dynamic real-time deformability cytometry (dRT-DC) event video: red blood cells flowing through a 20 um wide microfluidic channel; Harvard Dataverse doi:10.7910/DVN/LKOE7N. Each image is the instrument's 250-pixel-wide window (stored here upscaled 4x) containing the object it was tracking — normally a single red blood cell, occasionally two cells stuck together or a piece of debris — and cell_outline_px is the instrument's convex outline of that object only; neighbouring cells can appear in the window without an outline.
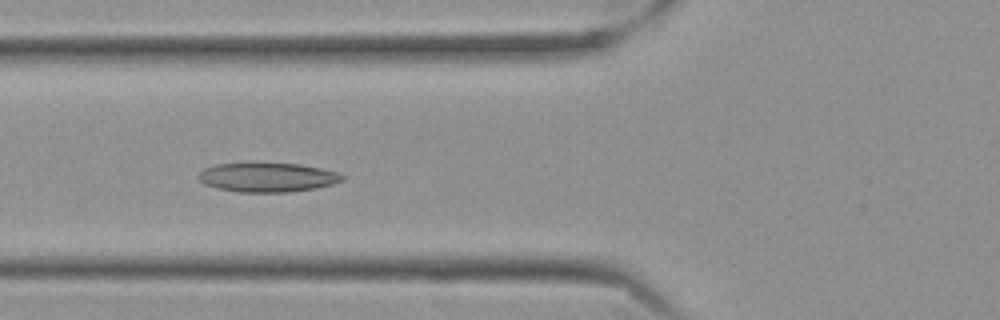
{"species": "Egyptian fruit bat (a non-hibernating species)", "species_latin": "Rousettus aegyptiacus", "temperature_condition": "cold", "stored_images_in_passage": 57, "camera_frame_rate_fps": 3000, "um_per_image_px": 0.085, "frame": {"image": 1, "passage_image": 21, "time_ms": 6.667, "image_size_px": [1000, 320], "cell_outline_px": [[344, 180], [332, 184], [316, 188], [284, 192], [240, 192], [220, 188], [204, 184], [196, 176], [204, 168], [216, 164], [248, 160], [300, 164], [320, 168], [336, 172], [344, 176]], "centroid_in_image_um": [22.68, 15.02], "position_along_channel_um": 103.1, "area_um2": 25.26}}
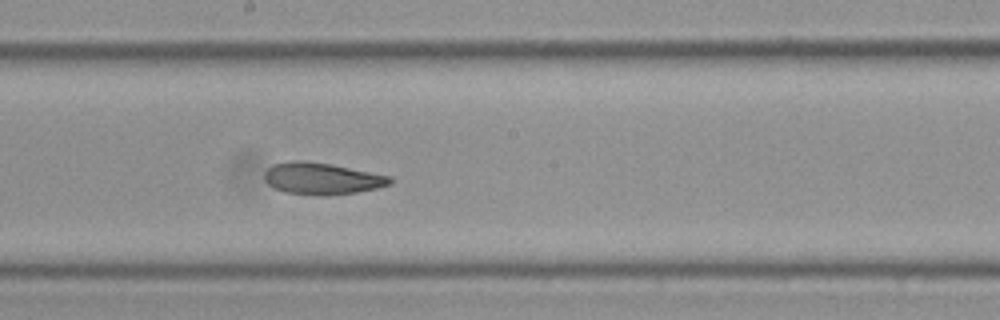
{"frame": {"image": 2, "passage_image": 31, "time_ms": 10.0, "image_size_px": [1000, 320], "cell_outline_px": [[392, 184], [376, 188], [356, 192], [328, 196], [324, 196], [284, 192], [268, 184], [264, 180], [264, 172], [272, 164], [292, 160], [304, 160], [332, 164], [392, 176]], "centroid_in_image_um": [27.36, 15.17], "position_along_channel_um": 220.8, "area_um2": 23.47}}
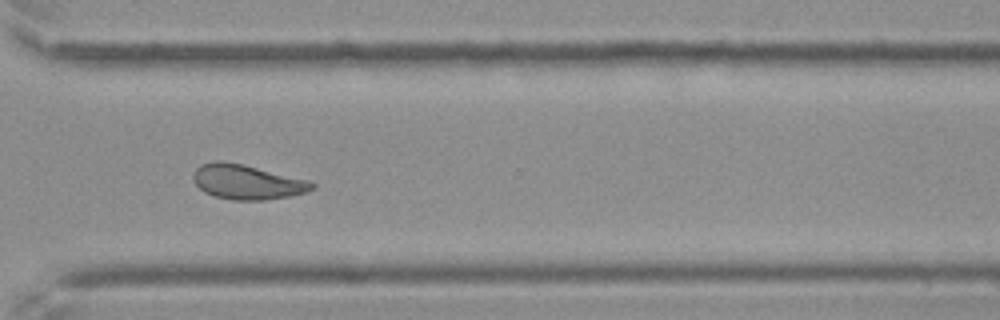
{"frame": {"image": 3, "passage_image": 42, "time_ms": 13.667, "image_size_px": [1000, 320], "cell_outline_px": [[316, 188], [292, 196], [264, 200], [232, 200], [216, 196], [204, 192], [196, 184], [192, 176], [196, 168], [200, 164], [216, 160], [220, 160], [240, 164], [308, 180], [316, 184]], "centroid_in_image_um": [20.99, 15.47], "position_along_channel_um": 349.6, "area_um2": 23.81}, "authors_computed_cell_mechanics": {"area_um2": 24.6228, "velocity_mm_per_s": 3.5171, "shape_relaxation_time_tau1_ms": null, "shape_relaxation_time_tau2_ms": 2.9155, "deformation_change_tau1": null, "deformation_change_tau2": 0.0926}}